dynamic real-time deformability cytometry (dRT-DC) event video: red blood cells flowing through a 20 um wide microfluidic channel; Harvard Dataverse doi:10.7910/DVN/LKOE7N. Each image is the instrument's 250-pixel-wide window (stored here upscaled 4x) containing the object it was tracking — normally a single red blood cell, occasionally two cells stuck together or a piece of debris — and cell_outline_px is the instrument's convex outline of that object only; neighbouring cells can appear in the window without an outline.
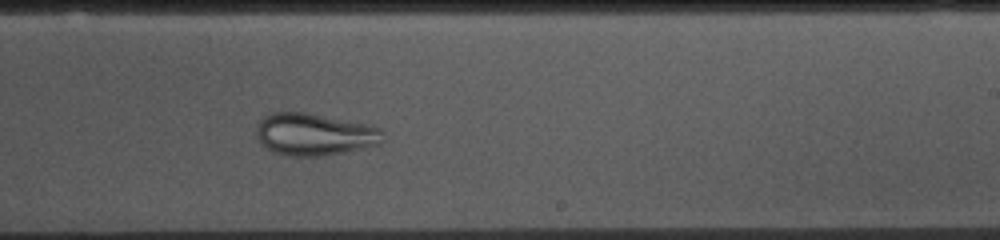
{"species": "common noctule bat (a hibernating species)", "species_latin": "Nyctalus noctula", "temperature_condition": "cold", "stored_images_in_passage": 53, "camera_frame_rate_fps": 3000, "um_per_image_px": 0.085, "animal": {"sex": "female", "body_mass_g": 10.0, "forearm_length_mm": 53.1}, "frame": {"image": 1, "passage_image": 31, "time_ms": 10.0, "image_size_px": [1000, 240], "cell_outline_px": [[384, 140], [380, 144], [364, 148], [324, 156], [288, 156], [272, 152], [256, 136], [256, 128], [260, 120], [264, 116], [272, 112], [304, 112], [368, 124], [380, 128], [384, 132]], "centroid_in_image_um": [26.75, 11.42], "position_along_channel_um": 262.3, "area_um2": 31.21}}
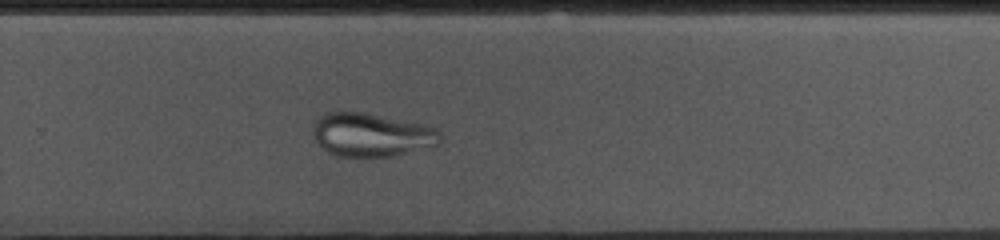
{"frame": {"image": 2, "passage_image": 34, "time_ms": 11.0, "image_size_px": [1000, 240], "cell_outline_px": [[440, 140], [436, 148], [392, 156], [340, 156], [328, 152], [316, 140], [312, 132], [316, 120], [324, 112], [364, 112], [420, 124], [432, 128], [440, 132]], "centroid_in_image_um": [31.6, 11.47], "position_along_channel_um": 298.2, "area_um2": 32.14}}
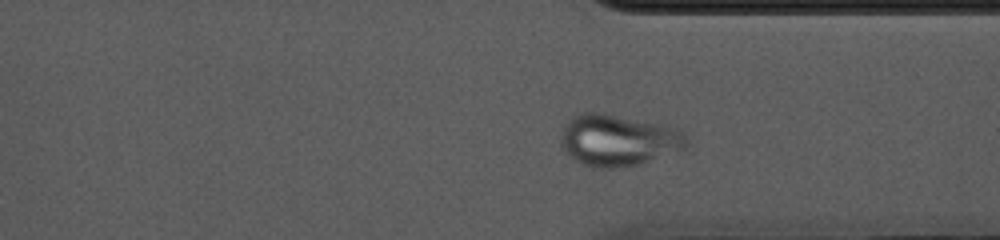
{"frame": {"image": 3, "passage_image": 39, "time_ms": 12.667, "image_size_px": [1000, 240], "cell_outline_px": [[688, 144], [684, 148], [636, 164], [620, 168], [596, 168], [584, 164], [576, 160], [560, 144], [560, 132], [564, 124], [568, 120], [584, 112], [600, 112], [656, 124], [688, 132]], "centroid_in_image_um": [52.51, 11.91], "position_along_channel_um": 358.9, "area_um2": 37.05}}